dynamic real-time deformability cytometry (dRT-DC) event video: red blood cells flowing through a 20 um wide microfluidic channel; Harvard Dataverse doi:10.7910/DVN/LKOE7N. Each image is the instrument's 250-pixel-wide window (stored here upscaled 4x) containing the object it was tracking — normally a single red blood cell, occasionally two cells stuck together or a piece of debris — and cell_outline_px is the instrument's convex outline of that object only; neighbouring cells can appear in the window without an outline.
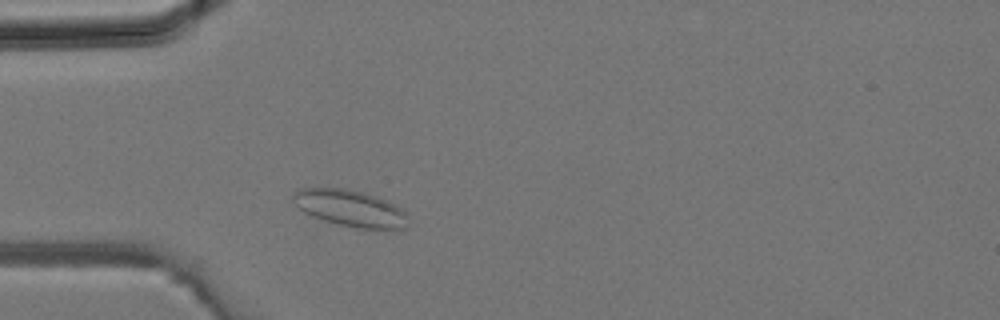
{"species": "common noctule bat (a hibernating species)", "species_latin": "Nyctalus noctula", "temperature_condition": "room temperature", "stored_images_in_passage": 25, "camera_frame_rate_fps": 3000, "um_per_image_px": 0.085, "animal": {"sex": "male", "body_mass_g": 19.2, "forearm_length_mm": 51.8}, "frame": {"image": 1, "passage_image": 4, "time_ms": 1.0, "image_size_px": [1000, 320], "cell_outline_px": [[404, 228], [396, 232], [356, 228], [324, 220], [312, 216], [304, 212], [292, 200], [292, 192], [300, 188], [344, 188], [376, 196], [388, 200], [400, 208], [404, 212]], "centroid_in_image_um": [29.77, 17.72], "position_along_channel_um": 55.2, "area_um2": 24.62}}
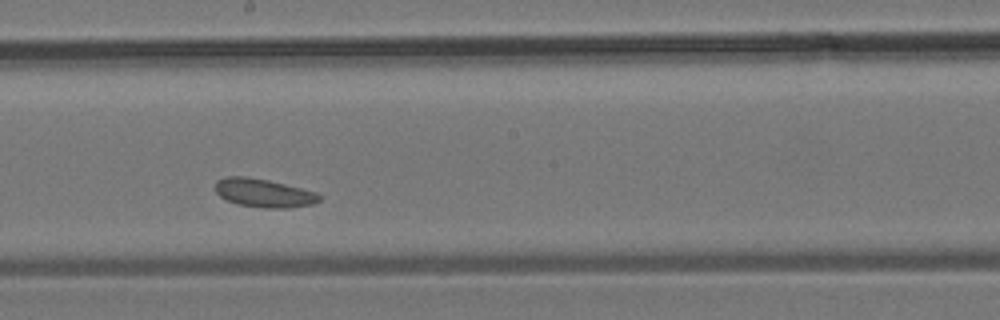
{"frame": {"image": 2, "passage_image": 14, "time_ms": 4.333, "image_size_px": [1000, 320], "cell_outline_px": [[320, 200], [312, 204], [288, 208], [264, 208], [236, 204], [220, 196], [216, 192], [216, 180], [224, 176], [248, 176], [268, 180], [316, 192], [320, 196]], "centroid_in_image_um": [22.39, 16.4], "position_along_channel_um": 225.8, "area_um2": 17.22}}
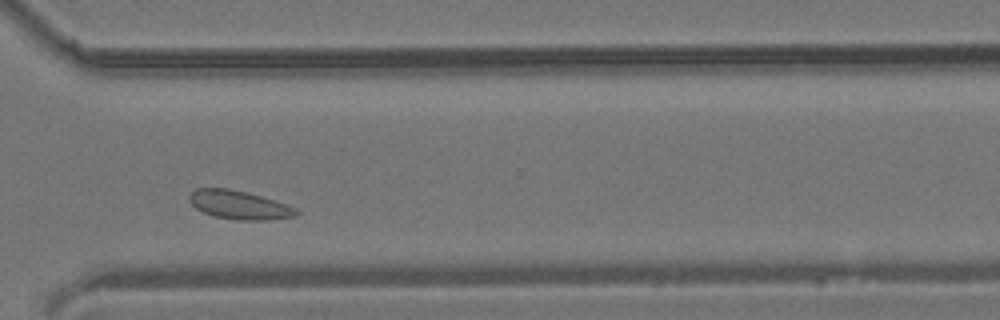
{"frame": {"image": 3, "passage_image": 21, "time_ms": 6.667, "image_size_px": [1000, 320], "cell_outline_px": [[300, 212], [296, 216], [272, 220], [236, 220], [216, 216], [204, 212], [196, 208], [188, 200], [188, 196], [196, 188], [228, 188], [248, 192], [288, 204], [296, 208]], "centroid_in_image_um": [20.37, 17.42], "position_along_channel_um": 350.2, "area_um2": 17.98}}